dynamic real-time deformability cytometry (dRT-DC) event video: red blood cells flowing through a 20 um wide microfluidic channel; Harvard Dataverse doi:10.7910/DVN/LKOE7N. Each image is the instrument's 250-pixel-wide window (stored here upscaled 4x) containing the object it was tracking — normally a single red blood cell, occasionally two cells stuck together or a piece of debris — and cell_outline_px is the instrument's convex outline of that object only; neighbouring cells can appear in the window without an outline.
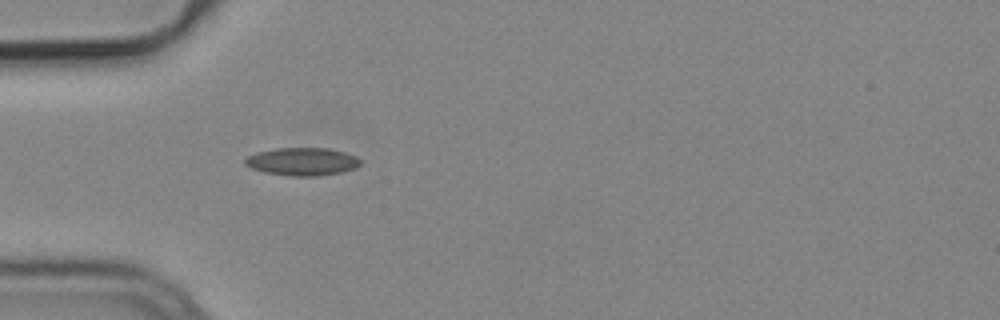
{"species": "common noctule bat (a hibernating species)", "species_latin": "Nyctalus noctula", "temperature_condition": "cold", "stored_images_in_passage": 39, "camera_frame_rate_fps": 3000, "um_per_image_px": 0.085, "animal": {"sex": "male", "body_mass_g": 19.2, "forearm_length_mm": 51.8}, "frame": {"image": 1, "passage_image": 1, "time_ms": 0.0, "image_size_px": [1000, 320], "cell_outline_px": [[360, 164], [356, 168], [344, 172], [316, 176], [292, 176], [264, 172], [252, 168], [244, 164], [244, 160], [248, 156], [256, 152], [276, 148], [328, 148], [344, 152], [356, 156], [360, 160]], "centroid_in_image_um": [25.7, 13.73], "position_along_channel_um": 59.3, "area_um2": 18.79}}
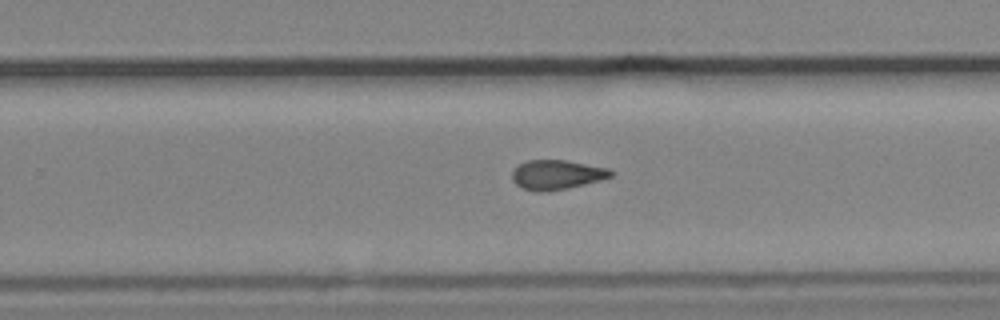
{"frame": {"image": 2, "passage_image": 19, "time_ms": 6.0, "image_size_px": [1000, 320], "cell_outline_px": [[612, 176], [600, 180], [568, 188], [548, 192], [536, 192], [524, 188], [516, 184], [512, 180], [512, 172], [520, 164], [528, 160], [568, 160], [608, 168], [612, 172]], "centroid_in_image_um": [47.32, 14.85], "position_along_channel_um": 282.5, "area_um2": 16.94}}
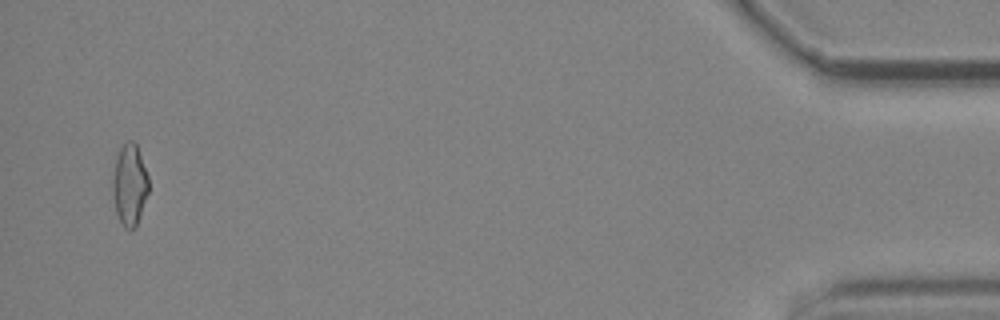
{"frame": {"image": 3, "passage_image": 37, "time_ms": 12.0, "image_size_px": [1000, 320], "cell_outline_px": [[148, 192], [136, 228], [124, 228], [116, 212], [112, 192], [112, 176], [116, 160], [120, 148], [128, 140], [132, 140], [136, 144], [148, 176]], "centroid_in_image_um": [11.01, 15.72], "position_along_channel_um": 424.2, "area_um2": 16.88}, "authors_computed_cell_mechanics": {"area_um2": 16.9932, "velocity_mm_per_s": 3.7867, "shape_relaxation_time_tau1_ms": null, "shape_relaxation_time_tau2_ms": 3.3892, "deformation_change_tau1": null, "deformation_change_tau2": 0.108}}